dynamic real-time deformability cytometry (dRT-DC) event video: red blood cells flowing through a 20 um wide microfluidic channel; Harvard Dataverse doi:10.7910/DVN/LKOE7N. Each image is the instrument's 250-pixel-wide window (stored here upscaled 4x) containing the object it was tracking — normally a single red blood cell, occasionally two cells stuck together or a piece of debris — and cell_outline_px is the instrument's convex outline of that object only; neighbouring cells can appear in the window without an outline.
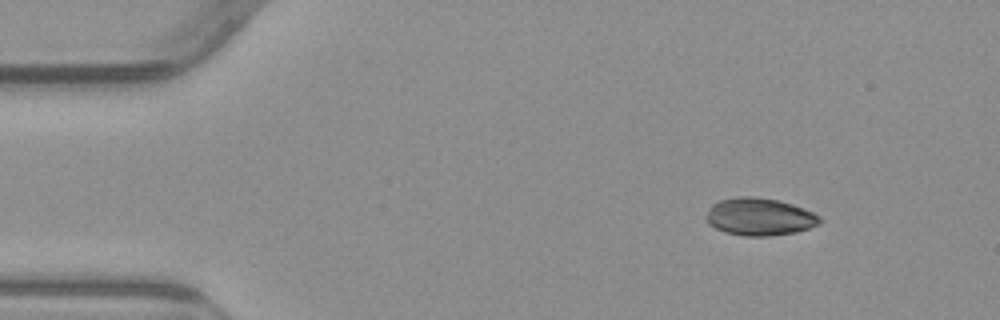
{"species": "common noctule bat (a hibernating species)", "species_latin": "Nyctalus noctula", "temperature_condition": "warm", "stored_images_in_passage": 6, "camera_frame_rate_fps": 3000, "um_per_image_px": 0.085, "animal": {"sex": "male", "body_mass_g": 23.1, "forearm_length_mm": 52.7}, "frame": {"image": 1, "passage_image": 1, "time_ms": 0.0, "image_size_px": [1000, 320], "cell_outline_px": [[824, 220], [820, 224], [796, 232], [768, 236], [744, 236], [724, 232], [708, 224], [704, 216], [712, 204], [720, 200], [736, 196], [752, 196], [780, 200], [804, 208], [820, 216]], "centroid_in_image_um": [64.55, 18.42], "position_along_channel_um": 20.4, "area_um2": 25.14}}
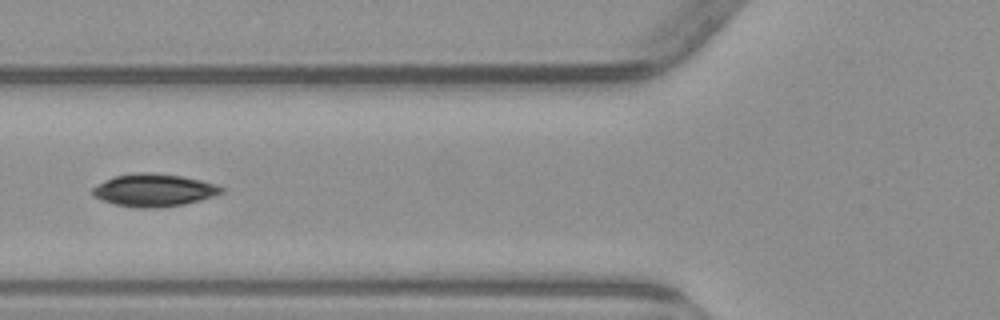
{"frame": {"image": 2, "passage_image": 5, "time_ms": 4.667, "image_size_px": [1000, 320], "cell_outline_px": [[224, 192], [212, 196], [180, 204], [152, 208], [136, 208], [116, 204], [92, 196], [92, 188], [116, 176], [144, 172], [152, 172], [180, 176], [200, 180], [216, 184], [224, 188]], "centroid_in_image_um": [13.08, 16.16], "position_along_channel_um": 112.7, "area_um2": 23.81}}
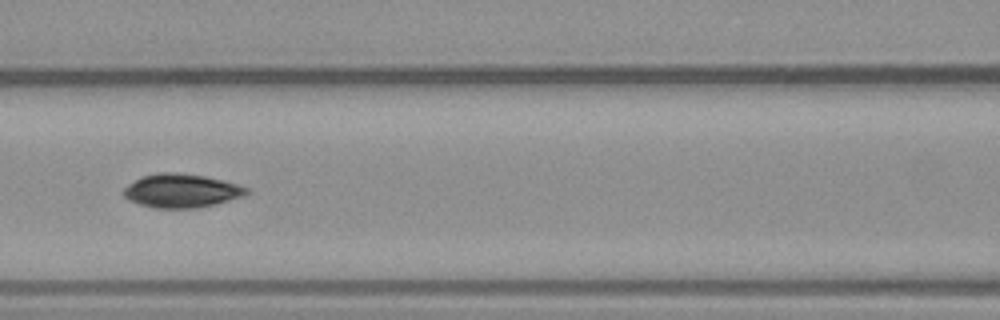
{"frame": {"image": 3, "passage_image": 6, "time_ms": 5.667, "image_size_px": [1000, 320], "cell_outline_px": [[248, 192], [244, 196], [196, 208], [152, 208], [128, 200], [124, 196], [124, 188], [128, 184], [144, 176], [156, 172], [176, 172], [204, 176], [224, 180], [248, 188]], "centroid_in_image_um": [15.39, 16.21], "position_along_channel_um": 151.2, "area_um2": 23.93}}